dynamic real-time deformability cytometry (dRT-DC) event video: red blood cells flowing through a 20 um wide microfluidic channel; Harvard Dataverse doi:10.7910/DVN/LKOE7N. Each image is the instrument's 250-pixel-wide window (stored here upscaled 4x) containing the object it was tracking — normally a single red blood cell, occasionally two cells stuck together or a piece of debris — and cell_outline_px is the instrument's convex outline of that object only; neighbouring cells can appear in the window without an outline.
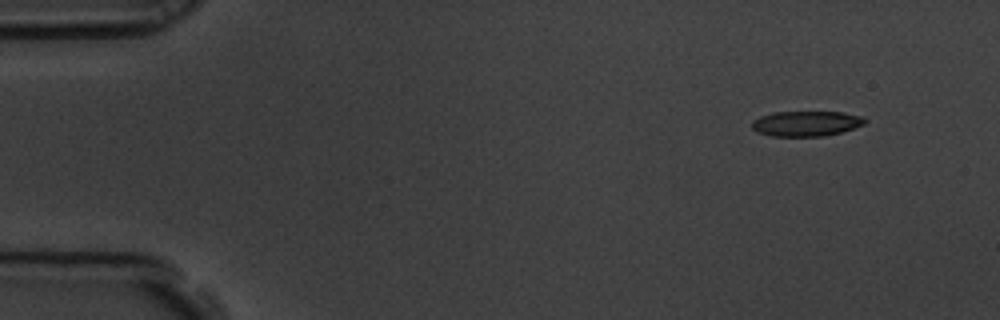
{"species": "common noctule bat (a hibernating species)", "species_latin": "Nyctalus noctula", "temperature_condition": "room temperature", "stored_images_in_passage": 10, "camera_frame_rate_fps": 3000, "um_per_image_px": 0.085, "animal": {"sex": "male", "body_mass_g": 19.5, "forearm_length_mm": 54.6}, "frame": {"image": 1, "passage_image": 1, "time_ms": 0.0, "image_size_px": [1000, 320], "cell_outline_px": [[868, 120], [864, 124], [840, 132], [824, 136], [772, 136], [756, 132], [752, 128], [752, 120], [760, 116], [772, 112], [844, 112], [864, 116]], "centroid_in_image_um": [68.52, 10.49], "position_along_channel_um": 16.5, "area_um2": 16.7}}
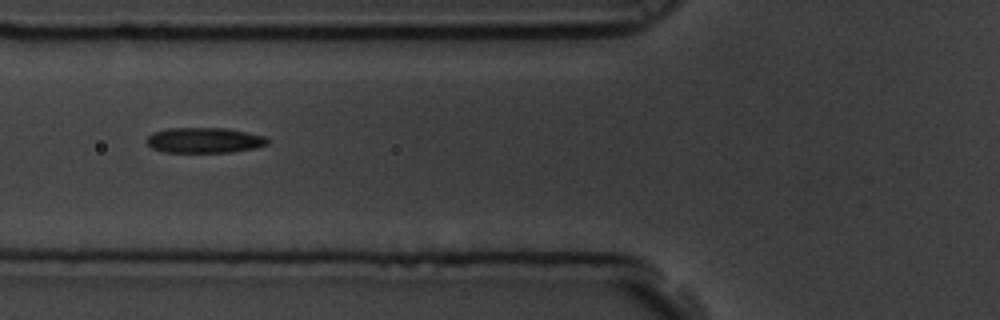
{"frame": {"image": 2, "passage_image": 6, "time_ms": 1.667, "image_size_px": [1000, 320], "cell_outline_px": [[268, 144], [256, 148], [232, 152], [164, 152], [152, 148], [144, 140], [152, 132], [168, 128], [228, 128], [264, 136], [268, 140]], "centroid_in_image_um": [17.34, 11.92], "position_along_channel_um": 108.5, "area_um2": 17.98}}
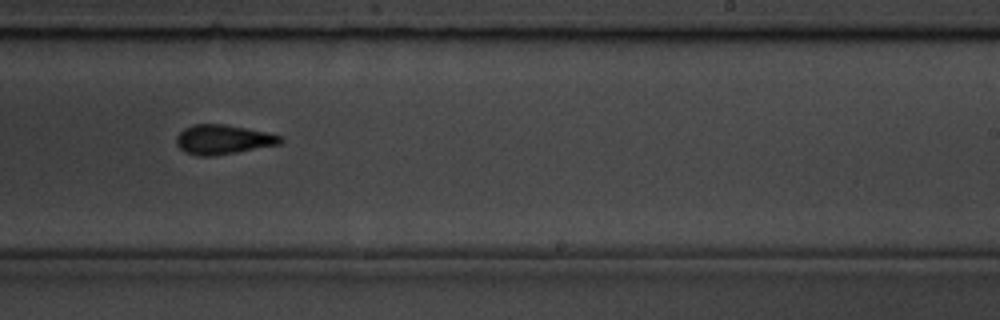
{"frame": {"image": 3, "passage_image": 10, "time_ms": 3.0, "image_size_px": [1000, 320], "cell_outline_px": [[284, 140], [280, 144], [236, 152], [212, 156], [196, 156], [184, 152], [176, 144], [176, 136], [184, 128], [192, 124], [224, 124], [268, 132], [284, 136]], "centroid_in_image_um": [18.96, 11.85], "position_along_channel_um": 270.0, "area_um2": 18.03}}